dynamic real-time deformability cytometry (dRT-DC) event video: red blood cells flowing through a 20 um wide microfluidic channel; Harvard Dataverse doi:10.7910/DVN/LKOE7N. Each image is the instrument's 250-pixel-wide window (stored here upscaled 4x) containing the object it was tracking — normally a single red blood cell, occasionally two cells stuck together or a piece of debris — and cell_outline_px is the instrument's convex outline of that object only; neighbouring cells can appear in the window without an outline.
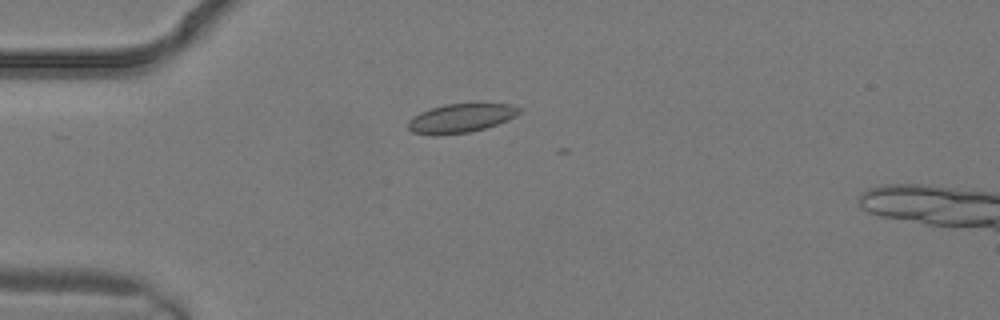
{"species": "common noctule bat (a hibernating species)", "species_latin": "Nyctalus noctula", "temperature_condition": "warm", "stored_images_in_passage": 1, "camera_frame_rate_fps": 3000, "um_per_image_px": 0.085, "animal": {"sex": "male", "body_mass_g": 19.2, "forearm_length_mm": 51.8}, "frame": {"image": 1, "passage_image": 1, "time_ms": 0.0, "image_size_px": [1000, 320], "cell_outline_px": [[524, 108], [516, 116], [508, 120], [484, 128], [468, 132], [436, 136], [432, 136], [412, 132], [408, 128], [408, 120], [420, 112], [444, 104], [512, 104]], "centroid_in_image_um": [39.17, 10.05], "position_along_channel_um": 45.8, "area_um2": 18.79}}